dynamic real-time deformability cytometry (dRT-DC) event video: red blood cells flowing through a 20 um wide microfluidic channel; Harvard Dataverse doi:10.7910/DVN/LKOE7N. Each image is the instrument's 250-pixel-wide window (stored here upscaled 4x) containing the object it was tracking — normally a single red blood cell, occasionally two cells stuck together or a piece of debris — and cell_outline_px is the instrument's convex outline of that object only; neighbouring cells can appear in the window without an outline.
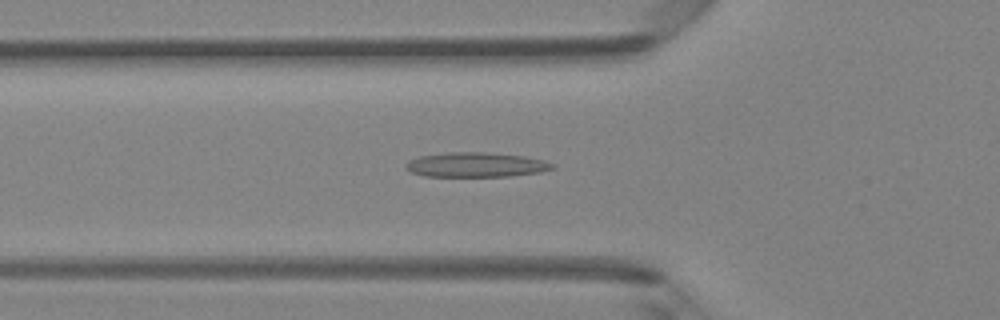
{"species": "Egyptian fruit bat (a non-hibernating species)", "species_latin": "Rousettus aegyptiacus", "temperature_condition": "room temperature", "stored_images_in_passage": 39, "camera_frame_rate_fps": 3000, "um_per_image_px": 0.085, "animal": {"sex": "female"}, "frame": {"image": 1, "passage_image": 8, "time_ms": 2.333, "image_size_px": [1000, 320], "cell_outline_px": [[556, 168], [540, 172], [512, 176], [424, 176], [412, 172], [404, 168], [404, 164], [408, 160], [420, 156], [448, 152], [484, 152], [524, 156], [544, 160], [556, 164]], "centroid_in_image_um": [40.47, 14.0], "position_along_channel_um": 85.3, "area_um2": 21.21}}
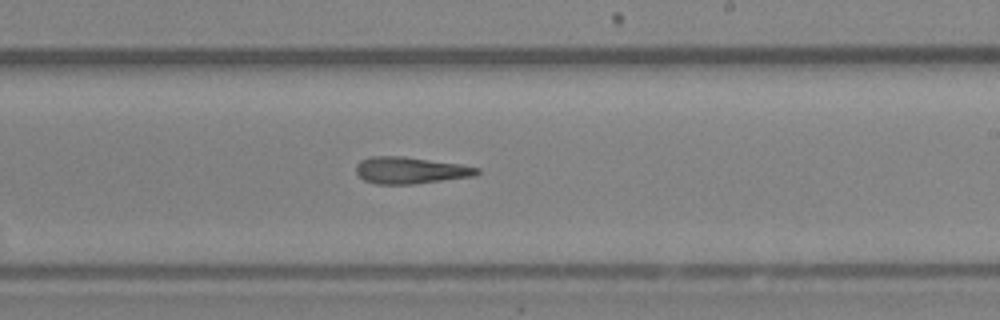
{"frame": {"image": 2, "passage_image": 20, "time_ms": 6.333, "image_size_px": [1000, 320], "cell_outline_px": [[480, 172], [476, 176], [412, 184], [376, 184], [364, 180], [356, 172], [356, 164], [360, 160], [368, 156], [404, 156], [460, 164], [480, 168]], "centroid_in_image_um": [34.87, 14.47], "position_along_channel_um": 254.1, "area_um2": 18.96}}
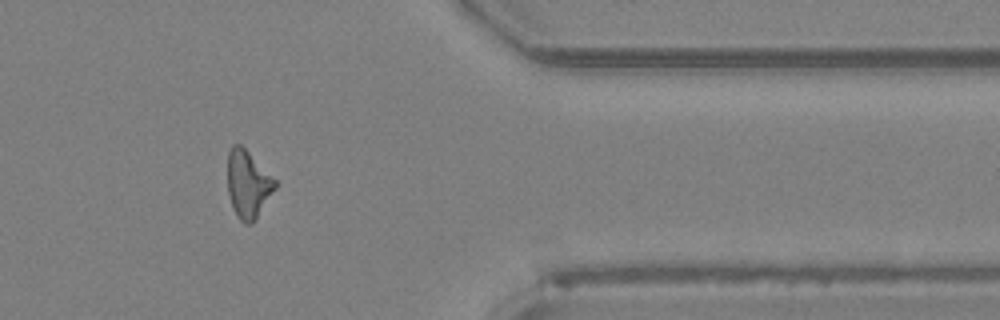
{"frame": {"image": 3, "passage_image": 31, "time_ms": 10.0, "image_size_px": [1000, 320], "cell_outline_px": [[276, 188], [256, 220], [252, 224], [244, 224], [236, 216], [232, 208], [228, 192], [228, 152], [232, 144], [240, 144], [276, 180]], "centroid_in_image_um": [21.07, 15.7], "position_along_channel_um": 390.3, "area_um2": 18.73}, "authors_computed_cell_mechanics": {"area_um2": 19.0162, "velocity_mm_per_s": 4.2298, "shape_relaxation_time_tau1_ms": null, "shape_relaxation_time_tau2_ms": 8.4218, "deformation_change_tau1": null, "deformation_change_tau2": 0.2551}}